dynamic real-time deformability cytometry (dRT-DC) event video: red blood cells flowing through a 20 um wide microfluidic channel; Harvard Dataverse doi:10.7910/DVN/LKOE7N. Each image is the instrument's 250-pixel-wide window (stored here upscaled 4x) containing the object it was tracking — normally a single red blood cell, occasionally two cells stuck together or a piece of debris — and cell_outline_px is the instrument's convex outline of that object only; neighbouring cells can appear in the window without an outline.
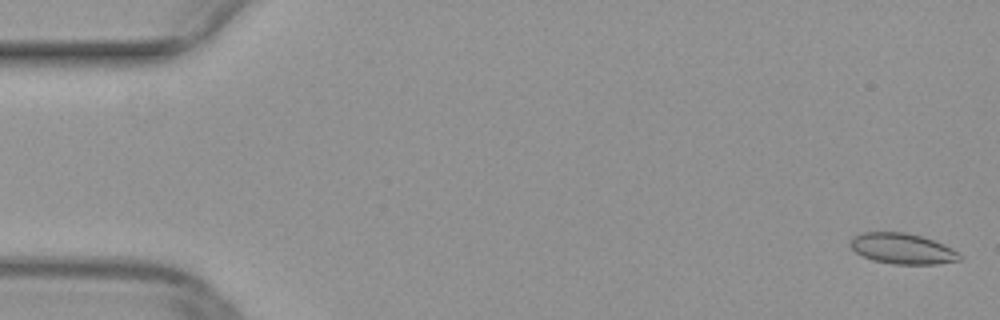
{"species": "common noctule bat (a hibernating species)", "species_latin": "Nyctalus noctula", "temperature_condition": "warm", "stored_images_in_passage": 15, "camera_frame_rate_fps": 3000, "um_per_image_px": 0.085, "animal": {"sex": "female", "body_mass_g": 29.2, "forearm_length_mm": 56.3}, "frame": {"image": 1, "passage_image": 1, "time_ms": 0.0, "image_size_px": [1000, 320], "cell_outline_px": [[960, 260], [936, 264], [892, 264], [872, 260], [856, 252], [848, 244], [852, 236], [860, 232], [904, 232], [920, 236], [944, 244], [952, 248], [960, 256]], "centroid_in_image_um": [76.64, 21.13], "position_along_channel_um": 8.4, "area_um2": 19.48}}